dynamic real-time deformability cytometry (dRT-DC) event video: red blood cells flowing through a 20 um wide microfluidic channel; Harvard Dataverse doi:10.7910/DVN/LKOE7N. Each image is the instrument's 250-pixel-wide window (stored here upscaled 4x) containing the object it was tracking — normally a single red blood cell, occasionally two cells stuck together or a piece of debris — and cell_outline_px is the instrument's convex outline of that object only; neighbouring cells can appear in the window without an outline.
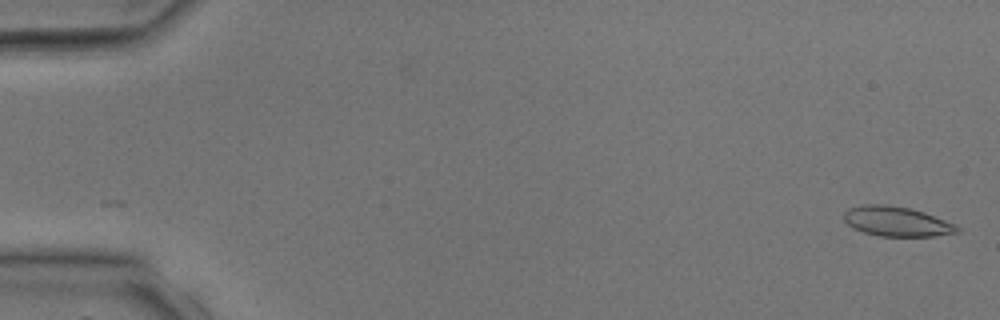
{"species": "common noctule bat (a hibernating species)", "species_latin": "Nyctalus noctula", "temperature_condition": "room temperature", "stored_images_in_passage": 2, "camera_frame_rate_fps": 3000, "um_per_image_px": 0.085, "animal": {"sex": "male", "body_mass_g": 17.9, "forearm_length_mm": 54.2}, "frame": {"image": 1, "passage_image": 2, "time_ms": 1.333, "image_size_px": [1000, 320], "cell_outline_px": [[960, 232], [932, 236], [880, 236], [864, 232], [852, 228], [844, 220], [844, 212], [848, 208], [860, 204], [888, 204], [908, 208], [924, 212], [956, 224], [960, 228]], "centroid_in_image_um": [76.2, 18.81], "position_along_channel_um": 8.8, "area_um2": 19.77}}